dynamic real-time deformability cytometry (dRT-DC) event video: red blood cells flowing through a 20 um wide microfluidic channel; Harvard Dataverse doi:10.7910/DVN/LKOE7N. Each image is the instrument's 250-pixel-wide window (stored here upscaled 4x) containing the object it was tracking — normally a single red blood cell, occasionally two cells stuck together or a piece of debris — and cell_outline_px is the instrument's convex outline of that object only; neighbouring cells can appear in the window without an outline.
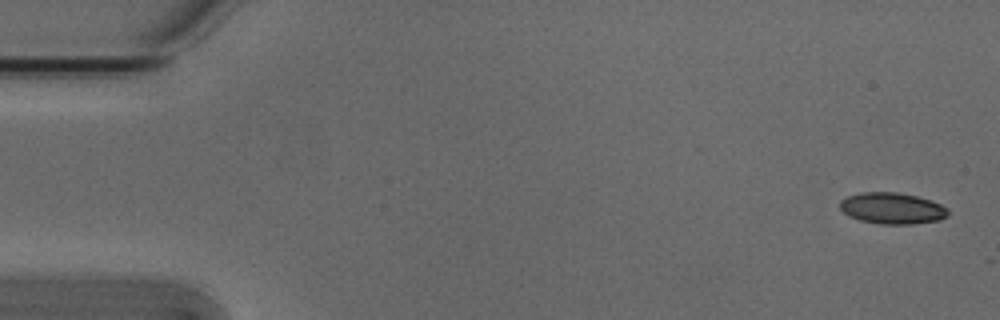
{"species": "Egyptian fruit bat (a non-hibernating species)", "species_latin": "Rousettus aegyptiacus", "temperature_condition": "cold", "stored_images_in_passage": 4, "camera_frame_rate_fps": 3000, "um_per_image_px": 0.085, "animal": {"sex": "male"}, "frame": {"image": 1, "passage_image": 1, "time_ms": 0.0, "image_size_px": [1000, 320], "cell_outline_px": [[948, 216], [940, 220], [912, 224], [880, 224], [860, 220], [848, 216], [840, 208], [840, 200], [848, 196], [864, 192], [896, 192], [916, 196], [940, 204], [948, 208]], "centroid_in_image_um": [75.83, 17.71], "position_along_channel_um": 9.2, "area_um2": 19.65}}